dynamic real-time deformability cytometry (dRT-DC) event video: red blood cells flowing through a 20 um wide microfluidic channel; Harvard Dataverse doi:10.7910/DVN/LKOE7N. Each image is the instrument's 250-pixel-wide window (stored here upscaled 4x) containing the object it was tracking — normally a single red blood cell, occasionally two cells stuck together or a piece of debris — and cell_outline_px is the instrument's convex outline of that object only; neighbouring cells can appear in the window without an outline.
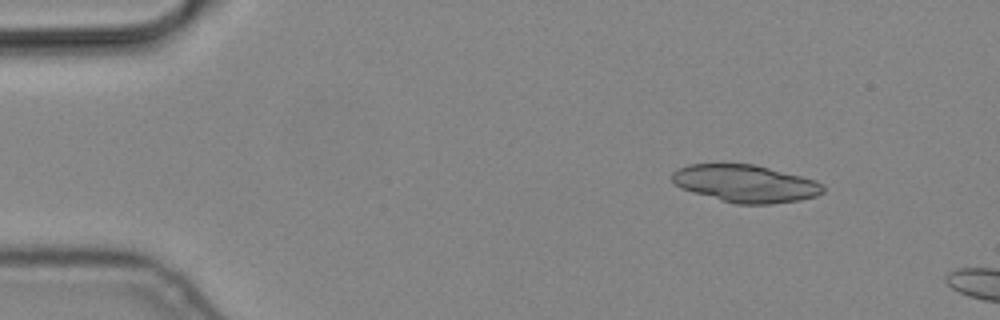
{"species": "common noctule bat (a hibernating species)", "species_latin": "Nyctalus noctula", "temperature_condition": "cold", "stored_images_in_passage": 4, "camera_frame_rate_fps": 3000, "um_per_image_px": 0.085, "animal": {"sex": "male", "body_mass_g": 19.2, "forearm_length_mm": 51.8}, "frame": {"image": 1, "passage_image": 2, "time_ms": 0.333, "image_size_px": [1000, 320], "cell_outline_px": [[824, 192], [816, 196], [800, 200], [772, 204], [736, 204], [720, 200], [692, 192], [680, 188], [672, 180], [672, 172], [688, 164], [756, 164], [816, 180], [824, 184]], "centroid_in_image_um": [63.39, 15.6], "position_along_channel_um": 21.6, "area_um2": 33.06}}